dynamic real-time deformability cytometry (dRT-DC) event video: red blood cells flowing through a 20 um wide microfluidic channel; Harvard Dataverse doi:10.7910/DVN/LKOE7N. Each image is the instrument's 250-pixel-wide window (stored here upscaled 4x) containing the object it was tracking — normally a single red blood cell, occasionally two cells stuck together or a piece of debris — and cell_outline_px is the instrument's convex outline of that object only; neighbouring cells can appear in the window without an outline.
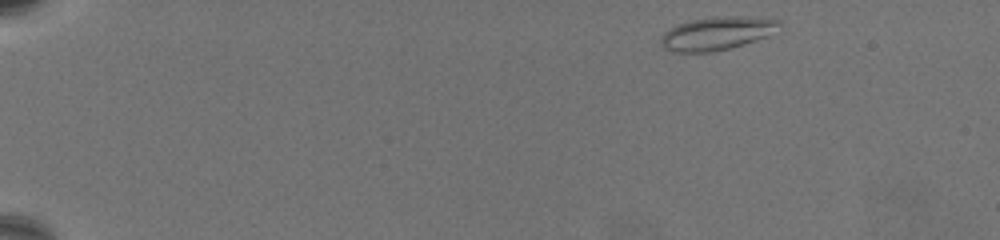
{"species": "common noctule bat (a hibernating species)", "species_latin": "Nyctalus noctula", "temperature_condition": "warm", "stored_images_in_passage": 60, "camera_frame_rate_fps": 3000, "um_per_image_px": 0.085, "animal": {"sex": "female", "body_mass_g": 19.5, "forearm_length_mm": 54.1}, "frame": {"image": 1, "passage_image": 2, "time_ms": 0.333, "image_size_px": [1000, 240], "cell_outline_px": [[780, 24], [764, 36], [728, 48], [712, 52], [672, 52], [664, 48], [660, 44], [660, 40], [664, 32], [680, 24], [692, 20], [716, 16], [744, 16], [780, 20]], "centroid_in_image_um": [60.84, 2.83], "position_along_channel_um": 24.2, "area_um2": 22.2}}
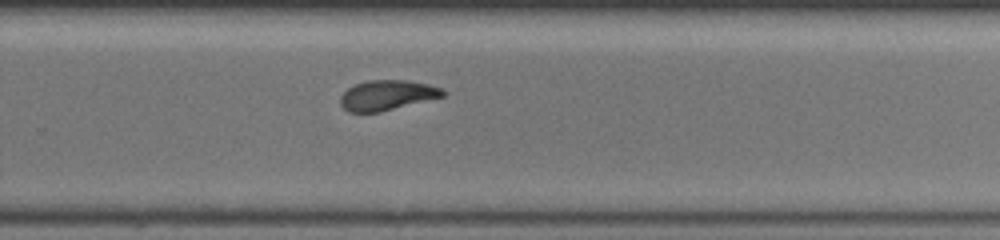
{"frame": {"image": 2, "passage_image": 40, "time_ms": 13.0, "image_size_px": [1000, 240], "cell_outline_px": [[444, 96], [380, 112], [348, 112], [340, 104], [340, 96], [348, 88], [356, 84], [368, 80], [404, 80], [428, 84], [440, 88], [444, 92]], "centroid_in_image_um": [32.86, 8.09], "position_along_channel_um": 296.9, "area_um2": 17.74}}
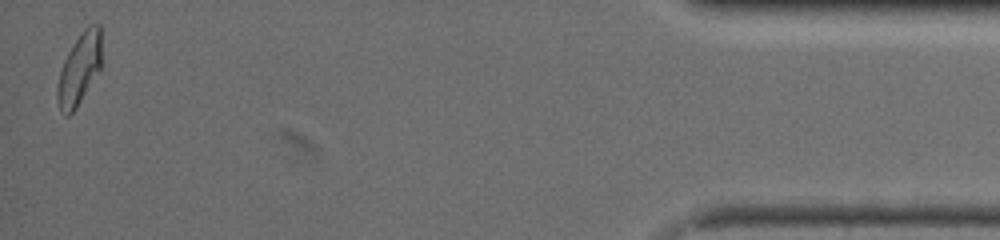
{"frame": {"image": 3, "passage_image": 59, "time_ms": 19.333, "image_size_px": [1000, 240], "cell_outline_px": [[100, 68], [76, 108], [68, 116], [64, 116], [60, 112], [56, 96], [56, 88], [60, 72], [64, 60], [68, 52], [84, 28], [88, 24], [100, 24]], "centroid_in_image_um": [6.71, 5.89], "position_along_channel_um": 428.5, "area_um2": 18.09}, "authors_computed_cell_mechanics": {"area_um2": 18.5538, "velocity_mm_per_s": 3.2156, "shape_relaxation_time_tau1_ms": 4.4783, "shape_relaxation_time_tau2_ms": 2.228, "deformation_change_tau1": 0.1474, "deformation_change_tau2": 0.0907}}